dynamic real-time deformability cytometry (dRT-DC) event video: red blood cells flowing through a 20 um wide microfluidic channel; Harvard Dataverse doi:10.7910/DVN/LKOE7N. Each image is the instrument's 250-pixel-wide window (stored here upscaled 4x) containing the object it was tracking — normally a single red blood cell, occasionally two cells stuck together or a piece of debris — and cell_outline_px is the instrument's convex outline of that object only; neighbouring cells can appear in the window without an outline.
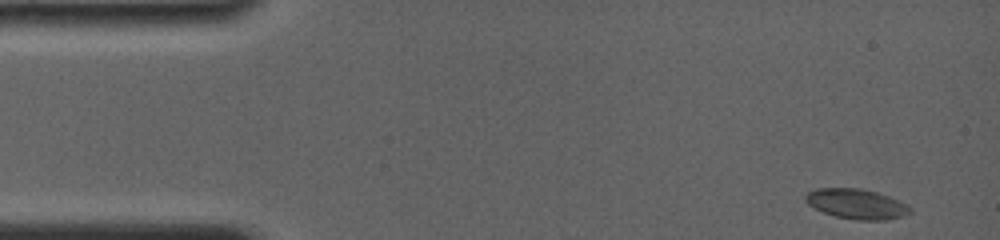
{"species": "common noctule bat (a hibernating species)", "species_latin": "Nyctalus noctula", "temperature_condition": "room temperature", "stored_images_in_passage": 61, "camera_frame_rate_fps": 4000, "um_per_image_px": 0.085, "animal": {"sex": "female", "body_mass_g": 19.0, "forearm_length_mm": 56.7}, "frame": {"image": 1, "passage_image": 1, "time_ms": 0.0, "image_size_px": [1000, 240], "cell_outline_px": [[912, 212], [888, 220], [860, 220], [836, 216], [824, 212], [808, 204], [804, 200], [804, 196], [808, 192], [816, 188], [860, 188], [876, 192], [888, 196], [908, 204], [912, 208]], "centroid_in_image_um": [72.81, 17.32], "position_along_channel_um": 12.2, "area_um2": 18.21}}
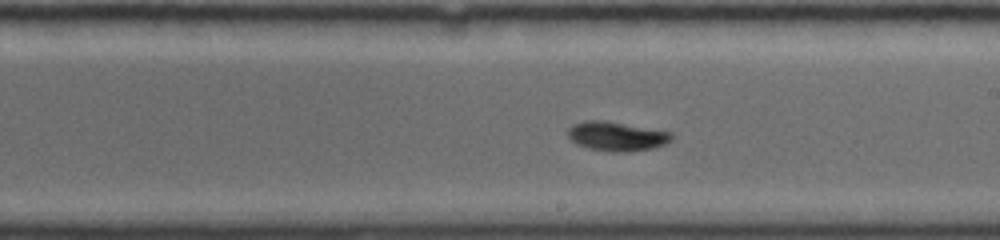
{"frame": {"image": 2, "passage_image": 35, "time_ms": 8.5, "image_size_px": [1000, 240], "cell_outline_px": [[672, 140], [664, 144], [652, 148], [624, 152], [612, 152], [588, 148], [576, 144], [568, 136], [568, 128], [572, 124], [584, 120], [604, 120], [672, 132]], "centroid_in_image_um": [52.39, 11.57], "position_along_channel_um": 236.6, "area_um2": 17.69}}
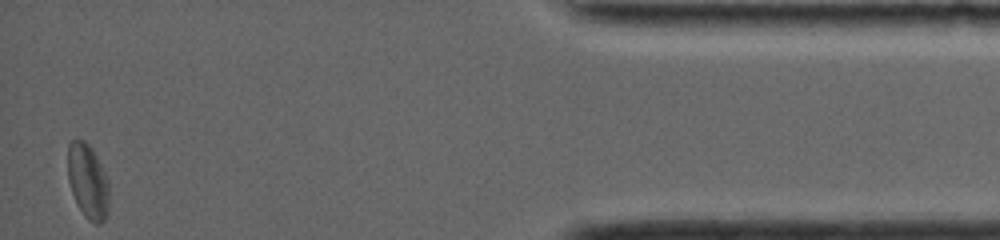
{"frame": {"image": 3, "passage_image": 61, "time_ms": 15.0, "image_size_px": [1000, 240], "cell_outline_px": [[108, 212], [104, 220], [100, 224], [96, 224], [88, 220], [84, 216], [72, 192], [68, 180], [68, 144], [72, 140], [84, 140], [92, 148], [108, 180]], "centroid_in_image_um": [7.46, 15.42], "position_along_channel_um": 427.7, "area_um2": 17.8}, "authors_computed_cell_mechanics": {"area_um2": 17.34, "velocity_mm_per_s": 3.8432, "shape_relaxation_time_tau1_ms": 4.0744, "shape_relaxation_time_tau2_ms": 2.6329, "deformation_change_tau1": 0.1293, "deformation_change_tau2": 0.0436}}